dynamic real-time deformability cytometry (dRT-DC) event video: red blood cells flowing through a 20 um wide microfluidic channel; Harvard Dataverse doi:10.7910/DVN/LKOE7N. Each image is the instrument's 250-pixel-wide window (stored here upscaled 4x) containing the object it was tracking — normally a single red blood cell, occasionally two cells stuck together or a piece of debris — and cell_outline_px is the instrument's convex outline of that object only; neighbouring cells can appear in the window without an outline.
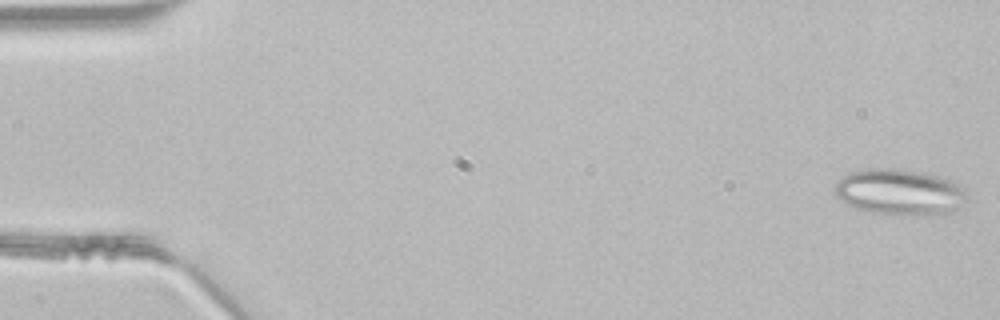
{"species": "common noctule bat (a hibernating species)", "species_latin": "Nyctalus noctula", "temperature_condition": "room temperature", "stored_images_in_passage": 47, "segment_of_instrument_passage": [1, 2], "camera_frame_rate_fps": 3000, "um_per_image_px": 0.085, "animal": {"sex": "male", "body_mass_g": 21.5, "forearm_length_mm": 52.0}, "frame": {"image": 1, "passage_image": 1, "time_ms": 0.0, "image_size_px": [1000, 320], "cell_outline_px": [[964, 196], [960, 208], [956, 212], [932, 216], [912, 216], [872, 212], [856, 208], [840, 200], [836, 196], [836, 184], [844, 176], [852, 172], [872, 168], [888, 168], [916, 172], [936, 176], [948, 180], [964, 188]], "centroid_in_image_um": [76.48, 16.37], "position_along_channel_um": 8.5, "area_um2": 34.97}}